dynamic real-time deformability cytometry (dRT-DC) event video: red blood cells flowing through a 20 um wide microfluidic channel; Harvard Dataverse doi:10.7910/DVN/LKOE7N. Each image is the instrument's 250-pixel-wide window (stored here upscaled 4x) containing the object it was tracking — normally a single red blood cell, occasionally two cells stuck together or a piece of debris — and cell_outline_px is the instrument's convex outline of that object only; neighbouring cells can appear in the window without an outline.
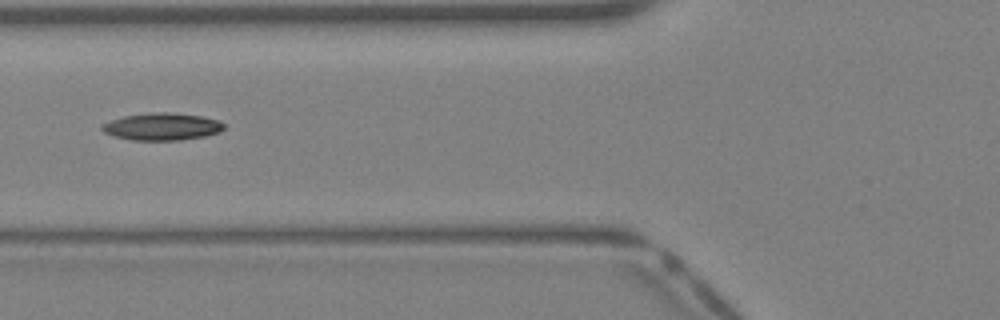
{"species": "Egyptian fruit bat (a non-hibernating species)", "species_latin": "Rousettus aegyptiacus", "temperature_condition": "warm", "stored_images_in_passage": 40, "segment_of_instrument_passage": [2, 2], "camera_frame_rate_fps": 3000, "um_per_image_px": 0.085, "animal": {"sex": "female"}, "frame": {"image": 1, "passage_image": 16, "time_ms": 5.0, "image_size_px": [1000, 320], "cell_outline_px": [[224, 128], [220, 132], [204, 136], [180, 140], [132, 140], [112, 136], [104, 132], [100, 128], [100, 124], [124, 116], [148, 112], [168, 112], [200, 116], [220, 120], [224, 124]], "centroid_in_image_um": [13.74, 10.76], "position_along_channel_um": 112.1, "area_um2": 19.48}}
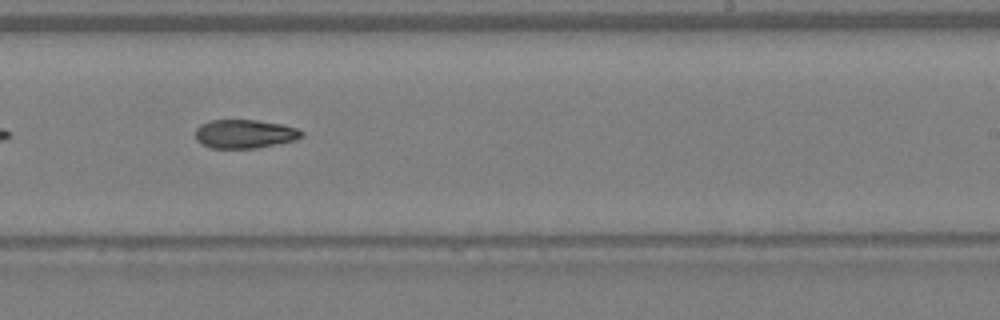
{"frame": {"image": 2, "passage_image": 25, "time_ms": 8.0, "image_size_px": [1000, 320], "cell_outline_px": [[304, 136], [296, 140], [256, 148], [212, 148], [200, 144], [196, 140], [196, 128], [200, 124], [212, 120], [256, 120], [280, 124], [296, 128], [304, 132]], "centroid_in_image_um": [20.79, 11.38], "position_along_channel_um": 268.2, "area_um2": 17.8}}
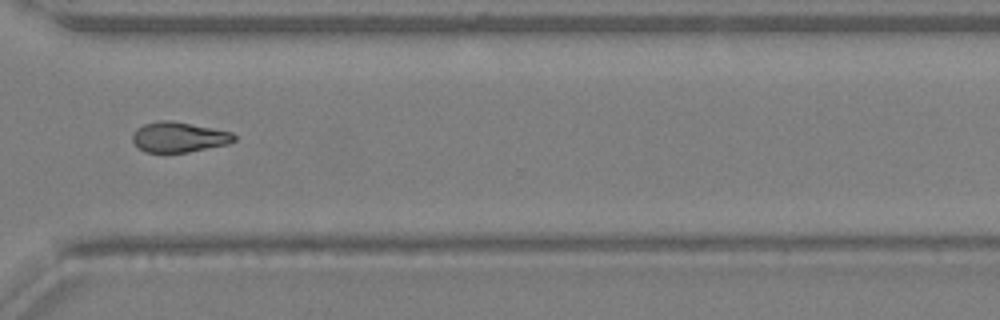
{"frame": {"image": 3, "passage_image": 30, "time_ms": 9.667, "image_size_px": [1000, 320], "cell_outline_px": [[236, 140], [228, 144], [188, 152], [144, 152], [132, 140], [132, 136], [136, 128], [144, 124], [160, 120], [172, 120], [232, 132], [236, 136]], "centroid_in_image_um": [15.21, 11.65], "position_along_channel_um": 355.4, "area_um2": 17.86}}